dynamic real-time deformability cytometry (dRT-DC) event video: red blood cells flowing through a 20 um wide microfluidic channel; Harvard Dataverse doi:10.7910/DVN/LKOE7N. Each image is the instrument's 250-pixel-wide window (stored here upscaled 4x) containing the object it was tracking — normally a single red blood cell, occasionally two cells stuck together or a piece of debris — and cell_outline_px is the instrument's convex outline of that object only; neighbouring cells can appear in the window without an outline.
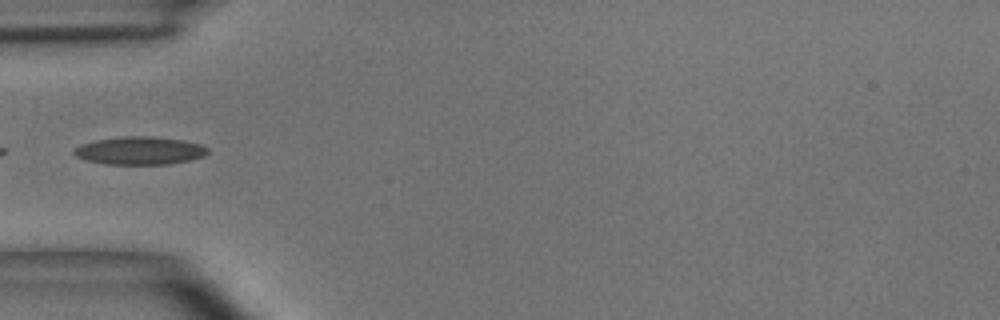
{"species": "common noctule bat (a hibernating species)", "species_latin": "Nyctalus noctula", "temperature_condition": "room temperature", "stored_images_in_passage": 7, "camera_frame_rate_fps": 3000, "um_per_image_px": 0.085, "animal": {"sex": "male", "body_mass_g": 15.6}, "frame": {"image": 1, "passage_image": 1, "time_ms": 0.0, "image_size_px": [1000, 320], "cell_outline_px": [[208, 152], [204, 156], [188, 160], [168, 164], [104, 164], [84, 160], [76, 156], [72, 152], [72, 148], [80, 144], [96, 140], [124, 136], [152, 136], [184, 140], [200, 144], [208, 148]], "centroid_in_image_um": [11.83, 12.8], "position_along_channel_um": 73.2, "area_um2": 21.91}}
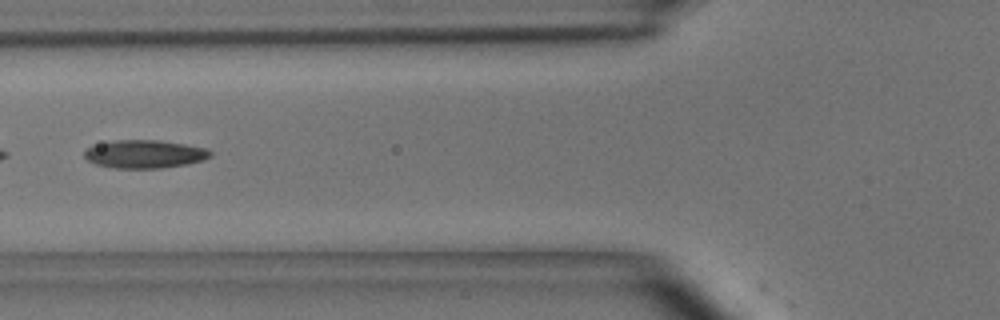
{"frame": {"image": 2, "passage_image": 4, "time_ms": 1.0, "image_size_px": [1000, 320], "cell_outline_px": [[212, 156], [204, 160], [188, 164], [160, 168], [112, 168], [96, 164], [88, 160], [84, 156], [84, 152], [88, 148], [100, 144], [116, 140], [160, 140], [208, 148], [212, 152]], "centroid_in_image_um": [12.35, 13.1], "position_along_channel_um": 113.4, "area_um2": 20.63}}